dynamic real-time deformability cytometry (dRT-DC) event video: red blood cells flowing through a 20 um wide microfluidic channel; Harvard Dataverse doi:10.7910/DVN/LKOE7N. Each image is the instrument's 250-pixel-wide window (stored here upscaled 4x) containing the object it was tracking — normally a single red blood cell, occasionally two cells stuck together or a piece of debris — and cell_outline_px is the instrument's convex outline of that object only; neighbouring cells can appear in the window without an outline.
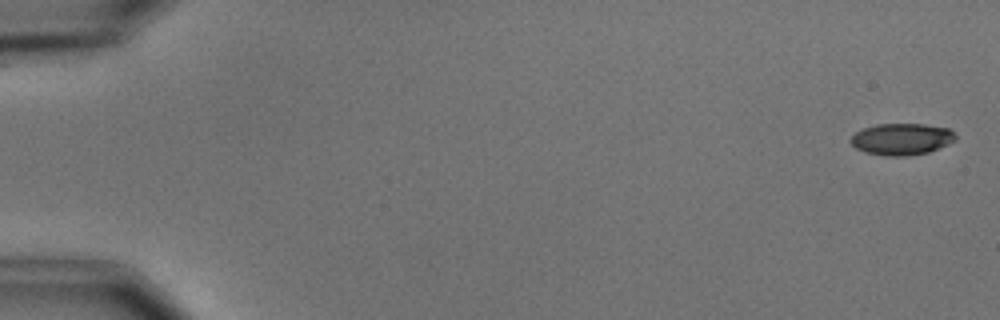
{"species": "common noctule bat (a hibernating species)", "species_latin": "Nyctalus noctula", "temperature_condition": "cold", "stored_images_in_passage": 5, "camera_frame_rate_fps": 3000, "um_per_image_px": 0.085, "animal": {"sex": "male", "body_mass_g": 15.6}, "frame": {"image": 1, "passage_image": 1, "time_ms": 0.0, "image_size_px": [1000, 320], "cell_outline_px": [[956, 140], [948, 144], [928, 152], [908, 156], [884, 156], [864, 152], [856, 148], [848, 140], [856, 132], [864, 128], [876, 124], [924, 124], [948, 128], [956, 136]], "centroid_in_image_um": [76.62, 11.83], "position_along_channel_um": 8.4, "area_um2": 19.36}}
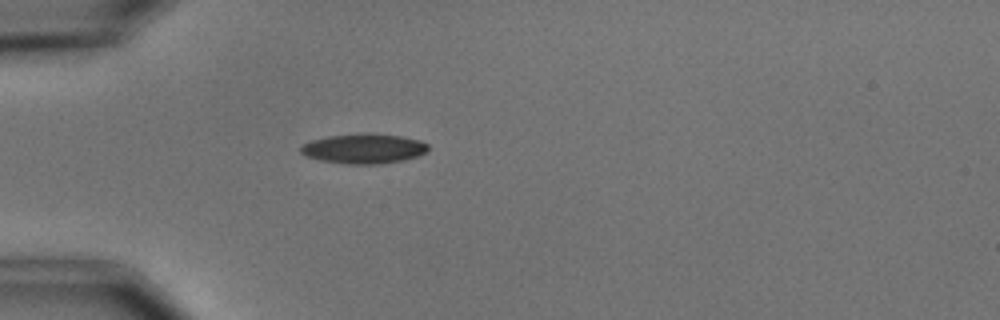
{"frame": {"image": 2, "passage_image": 5, "time_ms": 5.0, "image_size_px": [1000, 320], "cell_outline_px": [[428, 152], [404, 160], [380, 164], [344, 164], [320, 160], [308, 156], [300, 152], [300, 148], [304, 144], [312, 140], [328, 136], [360, 132], [368, 132], [400, 136], [420, 140], [428, 144]], "centroid_in_image_um": [30.94, 12.62], "position_along_channel_um": 54.1, "area_um2": 22.37}}